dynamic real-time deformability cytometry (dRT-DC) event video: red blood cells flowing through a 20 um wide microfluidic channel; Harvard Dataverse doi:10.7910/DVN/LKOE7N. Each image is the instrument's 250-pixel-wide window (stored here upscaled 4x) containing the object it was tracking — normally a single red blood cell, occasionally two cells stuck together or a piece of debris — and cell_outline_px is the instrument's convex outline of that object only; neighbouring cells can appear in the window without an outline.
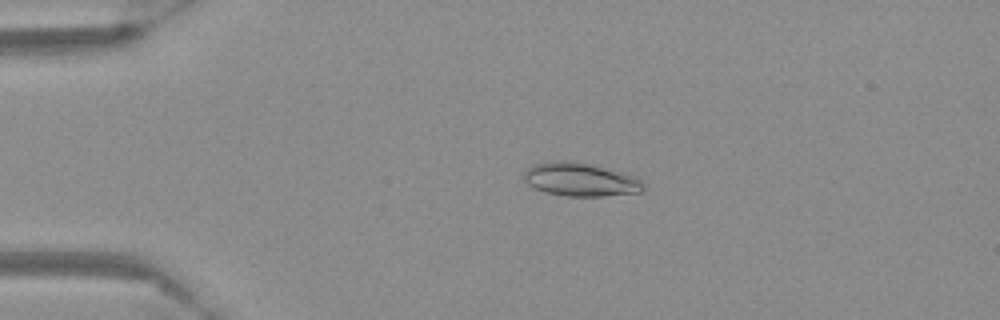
{"species": "Egyptian fruit bat (a non-hibernating species)", "species_latin": "Rousettus aegyptiacus", "temperature_condition": "warm", "stored_images_in_passage": 46, "camera_frame_rate_fps": 3000, "um_per_image_px": 0.085, "frame": {"image": 1, "passage_image": 3, "time_ms": 0.667, "image_size_px": [1000, 320], "cell_outline_px": [[644, 188], [640, 192], [604, 196], [568, 196], [544, 192], [528, 184], [520, 176], [532, 164], [556, 160], [568, 160], [588, 164], [620, 172], [632, 176], [640, 180], [644, 184]], "centroid_in_image_um": [49.26, 15.26], "position_along_channel_um": 35.7, "area_um2": 23.12}}
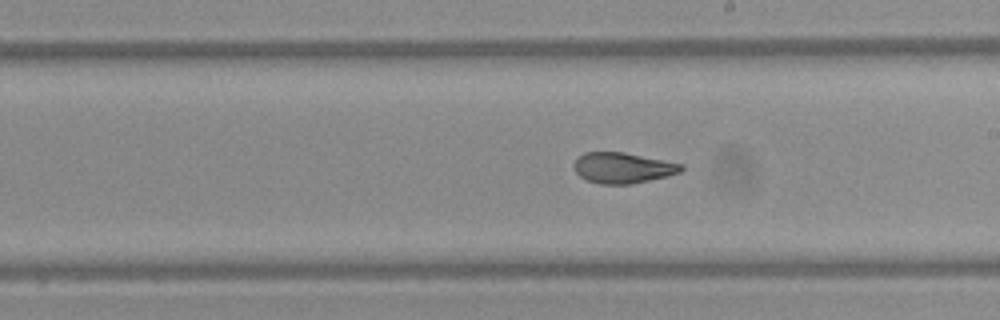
{"frame": {"image": 2, "passage_image": 23, "time_ms": 7.333, "image_size_px": [1000, 320], "cell_outline_px": [[684, 168], [680, 172], [668, 176], [632, 184], [600, 184], [588, 180], [580, 176], [576, 172], [572, 164], [584, 152], [624, 152], [684, 164]], "centroid_in_image_um": [52.95, 14.27], "position_along_channel_um": 236.0, "area_um2": 19.19}}
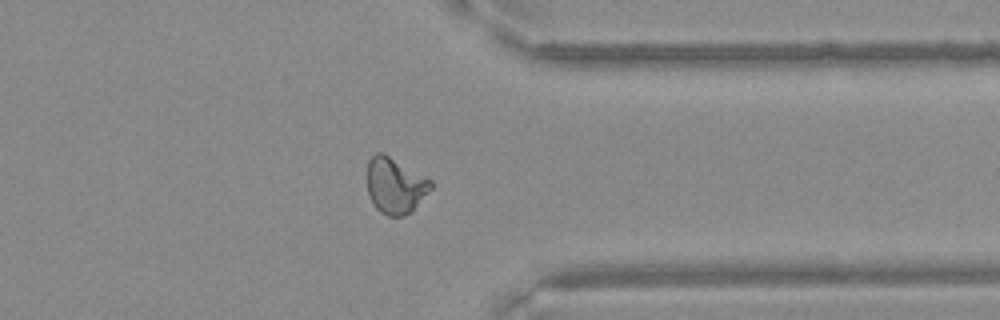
{"frame": {"image": 3, "passage_image": 35, "time_ms": 11.333, "image_size_px": [1000, 320], "cell_outline_px": [[432, 188], [404, 216], [388, 216], [380, 212], [376, 208], [368, 192], [368, 160], [376, 152], [384, 152], [432, 180]], "centroid_in_image_um": [33.57, 15.73], "position_along_channel_um": 377.8, "area_um2": 20.46}}